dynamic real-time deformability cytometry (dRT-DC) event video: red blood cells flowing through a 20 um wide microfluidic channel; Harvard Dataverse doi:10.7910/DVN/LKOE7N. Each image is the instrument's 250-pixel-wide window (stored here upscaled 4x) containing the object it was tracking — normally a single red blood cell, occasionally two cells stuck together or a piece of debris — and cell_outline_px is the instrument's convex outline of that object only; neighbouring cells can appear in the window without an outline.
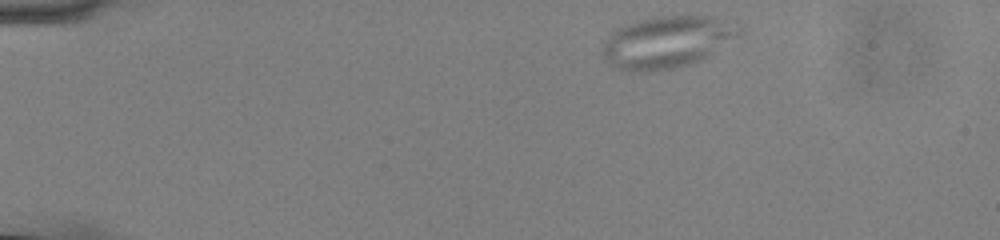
{"species": "common noctule bat (a hibernating species)", "species_latin": "Nyctalus noctula", "temperature_condition": "cold", "stored_images_in_passage": 47, "camera_frame_rate_fps": 3000, "um_per_image_px": 0.085, "animal": {"sex": "male", "body_mass_g": 13.0, "forearm_length_mm": 53.1}, "frame": {"image": 1, "passage_image": 1, "time_ms": 0.0, "image_size_px": [1000, 240], "cell_outline_px": [[744, 32], [708, 56], [700, 60], [688, 64], [672, 68], [640, 72], [632, 72], [612, 68], [604, 60], [600, 52], [604, 40], [612, 32], [628, 24], [640, 20], [656, 16], [716, 16], [744, 24]], "centroid_in_image_um": [56.72, 3.56], "position_along_channel_um": 28.3, "area_um2": 41.96}}
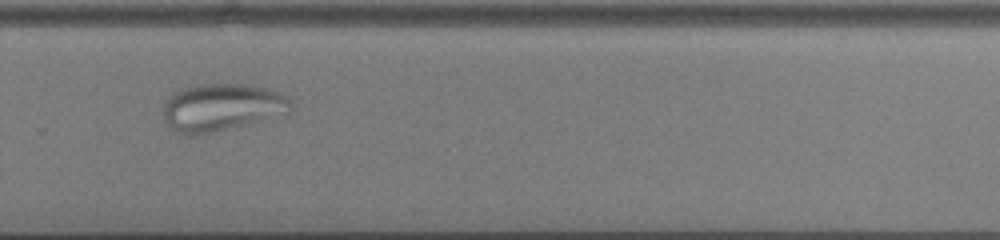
{"frame": {"image": 2, "passage_image": 31, "time_ms": 10.0, "image_size_px": [1000, 240], "cell_outline_px": [[292, 108], [288, 112], [260, 120], [212, 132], [192, 136], [188, 136], [172, 128], [168, 124], [164, 116], [164, 104], [172, 92], [180, 88], [196, 84], [244, 84], [264, 88], [276, 92], [284, 96], [292, 104]], "centroid_in_image_um": [18.78, 9.1], "position_along_channel_um": 311.0, "area_um2": 34.62}}
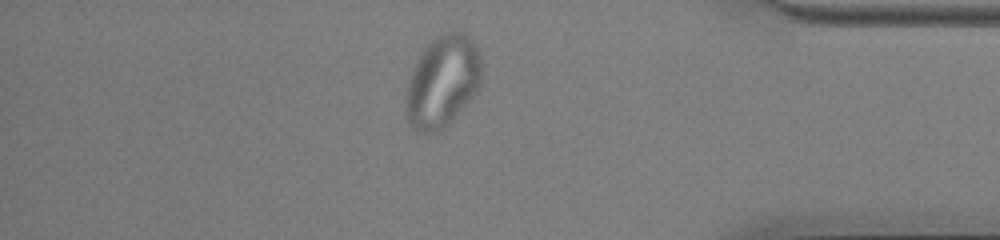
{"frame": {"image": 3, "passage_image": 40, "time_ms": 13.0, "image_size_px": [1000, 240], "cell_outline_px": [[480, 84], [476, 92], [448, 124], [440, 132], [416, 132], [412, 128], [408, 120], [408, 80], [424, 48], [440, 32], [460, 32], [468, 36], [472, 40], [476, 48], [480, 60]], "centroid_in_image_um": [37.62, 6.93], "position_along_channel_um": 397.6, "area_um2": 39.48}}